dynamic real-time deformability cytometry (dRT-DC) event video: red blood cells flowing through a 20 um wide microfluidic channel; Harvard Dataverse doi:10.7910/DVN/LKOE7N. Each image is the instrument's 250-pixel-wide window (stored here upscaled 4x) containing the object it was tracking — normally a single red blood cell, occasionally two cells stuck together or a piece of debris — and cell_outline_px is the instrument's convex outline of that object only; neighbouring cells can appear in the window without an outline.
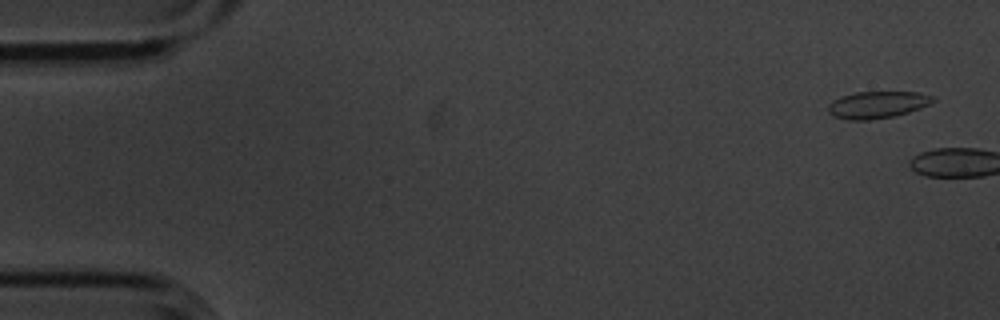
{"species": "common noctule bat (a hibernating species)", "species_latin": "Nyctalus noctula", "temperature_condition": "cold", "stored_images_in_passage": 2, "camera_frame_rate_fps": 3000, "um_per_image_px": 0.085, "animal": {"sex": "male", "body_mass_g": 20.1, "forearm_length_mm": 53.5}, "frame": {"image": 1, "passage_image": 1, "time_ms": 0.0, "image_size_px": [1000, 320], "cell_outline_px": [[936, 100], [920, 108], [896, 116], [868, 120], [848, 120], [832, 116], [828, 112], [828, 104], [832, 100], [840, 96], [856, 92], [916, 92], [936, 96]], "centroid_in_image_um": [74.55, 8.9], "position_along_channel_um": 10.4, "area_um2": 16.65}}